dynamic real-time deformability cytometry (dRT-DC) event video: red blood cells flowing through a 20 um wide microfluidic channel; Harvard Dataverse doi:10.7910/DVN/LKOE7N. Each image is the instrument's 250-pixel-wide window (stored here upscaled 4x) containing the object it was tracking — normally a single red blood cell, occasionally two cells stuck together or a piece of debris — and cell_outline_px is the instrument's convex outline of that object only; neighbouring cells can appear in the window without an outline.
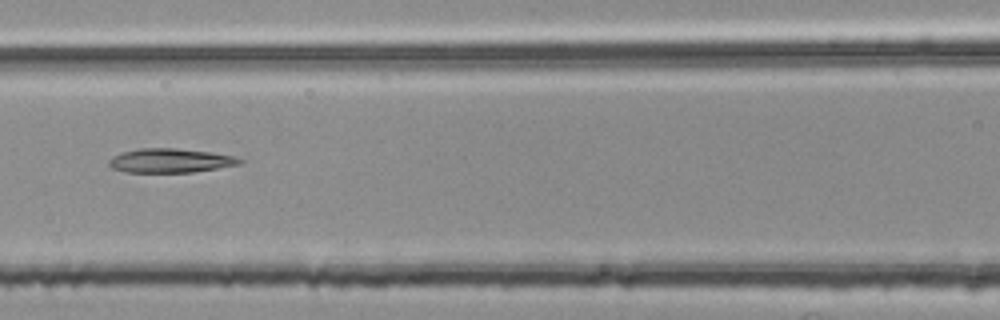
{"species": "common noctule bat (a hibernating species)", "species_latin": "Nyctalus noctula", "temperature_condition": "room temperature", "stored_images_in_passage": 54, "camera_frame_rate_fps": 3000, "um_per_image_px": 0.085, "animal": {"sex": "female", "body_mass_g": 25.1}, "frame": {"image": 1, "passage_image": 24, "time_ms": 7.667, "image_size_px": [1000, 320], "cell_outline_px": [[244, 160], [240, 164], [192, 172], [124, 172], [112, 168], [108, 164], [108, 160], [112, 156], [124, 152], [140, 148], [176, 148], [212, 152], [236, 156]], "centroid_in_image_um": [14.48, 13.64], "position_along_channel_um": 152.1, "area_um2": 18.38}}
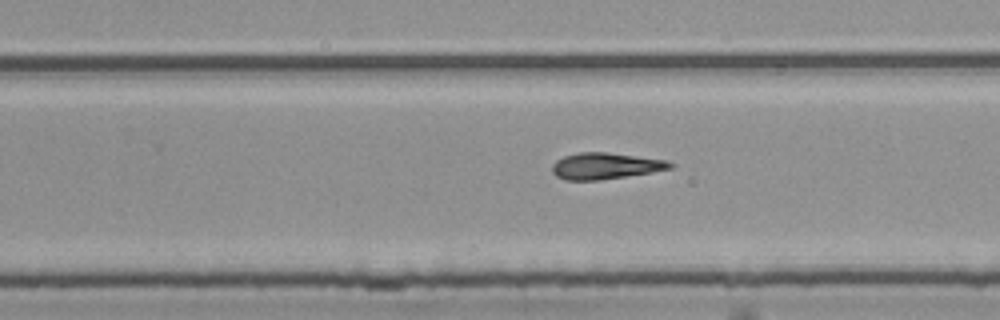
{"frame": {"image": 2, "passage_image": 34, "time_ms": 11.0, "image_size_px": [1000, 320], "cell_outline_px": [[676, 164], [672, 168], [652, 172], [600, 180], [564, 180], [556, 176], [552, 172], [552, 164], [556, 160], [564, 156], [580, 152], [604, 152], [668, 160]], "centroid_in_image_um": [51.46, 14.11], "position_along_channel_um": 278.3, "area_um2": 18.15}}
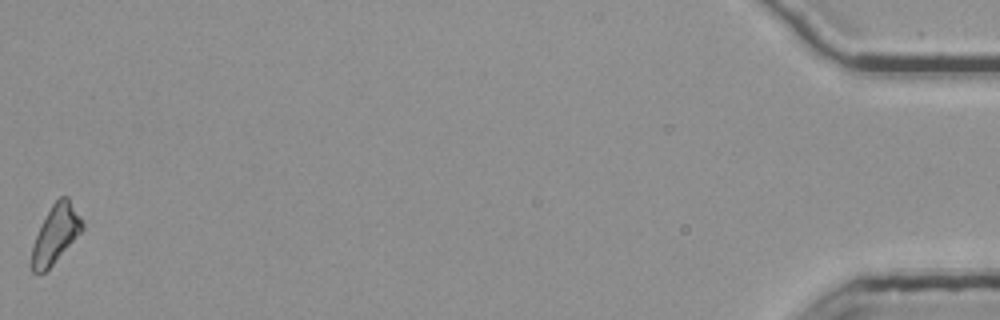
{"frame": {"image": 3, "passage_image": 54, "time_ms": 17.667, "image_size_px": [1000, 320], "cell_outline_px": [[84, 228], [52, 264], [44, 272], [32, 272], [32, 244], [52, 204], [60, 196], [68, 196], [84, 224]], "centroid_in_image_um": [4.73, 19.87], "position_along_channel_um": 430.5, "area_um2": 16.42}}